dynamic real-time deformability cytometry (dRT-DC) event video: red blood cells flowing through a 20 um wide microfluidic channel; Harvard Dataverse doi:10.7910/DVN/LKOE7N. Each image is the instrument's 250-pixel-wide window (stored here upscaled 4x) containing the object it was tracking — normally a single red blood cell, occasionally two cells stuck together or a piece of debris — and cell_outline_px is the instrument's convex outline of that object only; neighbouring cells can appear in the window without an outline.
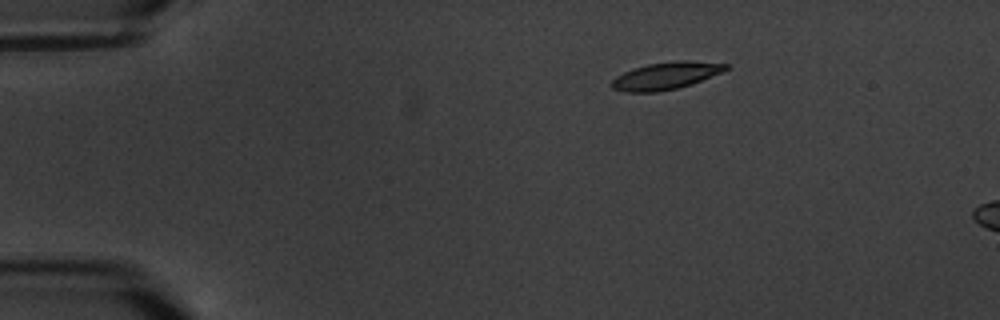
{"species": "common noctule bat (a hibernating species)", "species_latin": "Nyctalus noctula", "temperature_condition": "warm", "stored_images_in_passage": 3, "camera_frame_rate_fps": 3000, "um_per_image_px": 0.085, "animal": {"sex": "male", "body_mass_g": 20.1, "forearm_length_mm": 53.5}, "frame": {"image": 1, "passage_image": 1, "time_ms": 0.0, "image_size_px": [1000, 320], "cell_outline_px": [[732, 68], [692, 84], [676, 88], [656, 92], [624, 92], [612, 88], [608, 84], [616, 76], [632, 68], [648, 64], [676, 60], [692, 60], [732, 64]], "centroid_in_image_um": [56.63, 6.42], "position_along_channel_um": 28.4, "area_um2": 18.5}}